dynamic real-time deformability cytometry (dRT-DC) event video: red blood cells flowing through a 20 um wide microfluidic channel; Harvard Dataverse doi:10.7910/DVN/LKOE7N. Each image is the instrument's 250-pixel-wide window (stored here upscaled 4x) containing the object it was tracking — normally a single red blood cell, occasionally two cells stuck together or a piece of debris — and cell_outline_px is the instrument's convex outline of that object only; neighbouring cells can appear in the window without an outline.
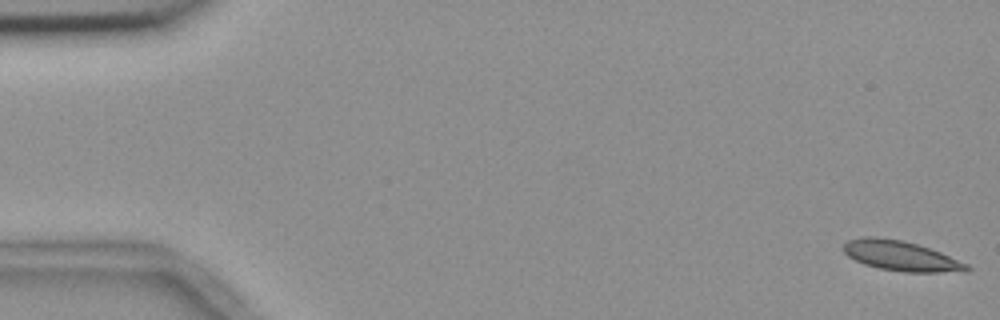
{"species": "common noctule bat (a hibernating species)", "species_latin": "Nyctalus noctula", "temperature_condition": "room temperature", "stored_images_in_passage": 55, "camera_frame_rate_fps": 3000, "um_per_image_px": 0.085, "animal": {"sex": "female", "body_mass_g": 18.4}, "frame": {"image": 1, "passage_image": 1, "time_ms": 0.0, "image_size_px": [1000, 320], "cell_outline_px": [[972, 268], [964, 272], [904, 272], [880, 268], [864, 264], [848, 256], [844, 252], [844, 244], [848, 240], [864, 236], [876, 236], [904, 240], [940, 252], [968, 264]], "centroid_in_image_um": [76.59, 21.74], "position_along_channel_um": 8.4, "area_um2": 21.5}}
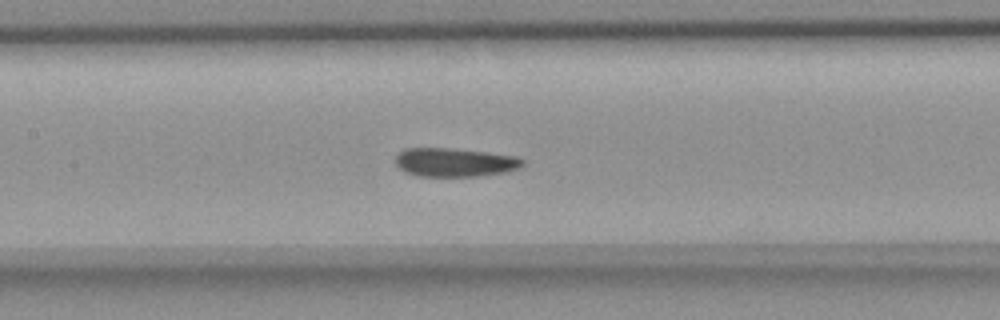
{"frame": {"image": 2, "passage_image": 26, "time_ms": 8.333, "image_size_px": [1000, 320], "cell_outline_px": [[524, 164], [520, 168], [508, 172], [476, 176], [416, 176], [404, 172], [396, 164], [396, 156], [404, 148], [452, 148], [516, 156], [524, 160]], "centroid_in_image_um": [38.66, 13.8], "position_along_channel_um": 168.7, "area_um2": 21.33}}
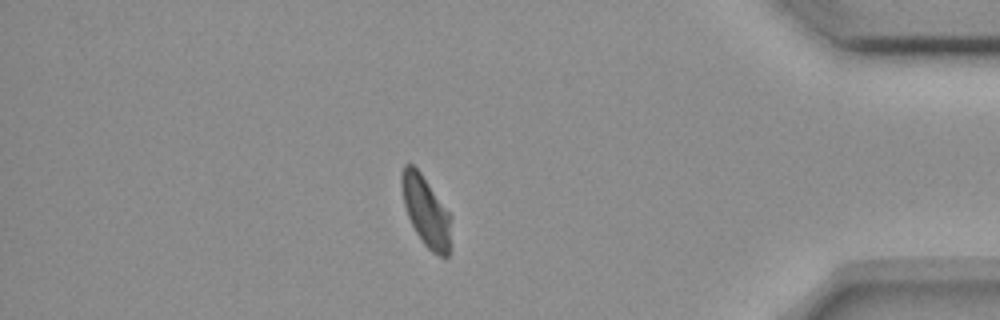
{"frame": {"image": 3, "passage_image": 48, "time_ms": 15.667, "image_size_px": [1000, 320], "cell_outline_px": [[452, 216], [448, 256], [440, 256], [432, 252], [424, 244], [416, 232], [408, 216], [404, 204], [400, 184], [400, 176], [404, 164], [412, 164], [420, 172]], "centroid_in_image_um": [36.2, 17.94], "position_along_channel_um": 399.0, "area_um2": 20.06}, "authors_computed_cell_mechanics": {"area_um2": 21.6172, "velocity_mm_per_s": 3.6343, "shape_relaxation_time_tau1_ms": null, "shape_relaxation_time_tau2_ms": 2.8707, "deformation_change_tau1": null, "deformation_change_tau2": 0.0815}}